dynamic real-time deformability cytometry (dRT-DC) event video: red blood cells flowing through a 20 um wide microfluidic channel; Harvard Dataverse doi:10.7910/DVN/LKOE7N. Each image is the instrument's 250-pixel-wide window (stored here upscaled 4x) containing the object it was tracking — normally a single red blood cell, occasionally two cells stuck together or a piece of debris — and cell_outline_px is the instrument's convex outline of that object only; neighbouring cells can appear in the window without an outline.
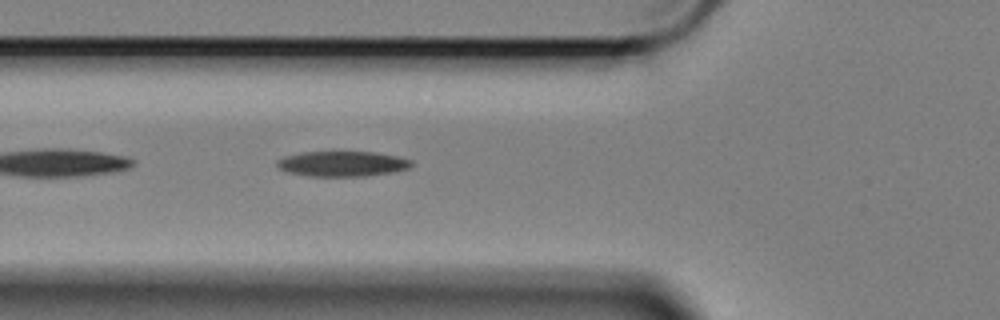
{"species": "Egyptian fruit bat (a non-hibernating species)", "species_latin": "Rousettus aegyptiacus", "temperature_condition": "cold", "stored_images_in_passage": 34, "camera_frame_rate_fps": 3000, "um_per_image_px": 0.085, "animal": {"sex": "female"}, "frame": {"image": 1, "passage_image": 5, "time_ms": 1.333, "image_size_px": [1000, 320], "cell_outline_px": [[412, 164], [408, 168], [396, 172], [364, 176], [308, 176], [288, 172], [280, 168], [276, 164], [276, 160], [284, 156], [304, 152], [372, 152], [396, 156], [412, 160]], "centroid_in_image_um": [29.09, 13.92], "position_along_channel_um": 96.7, "area_um2": 19.71}}
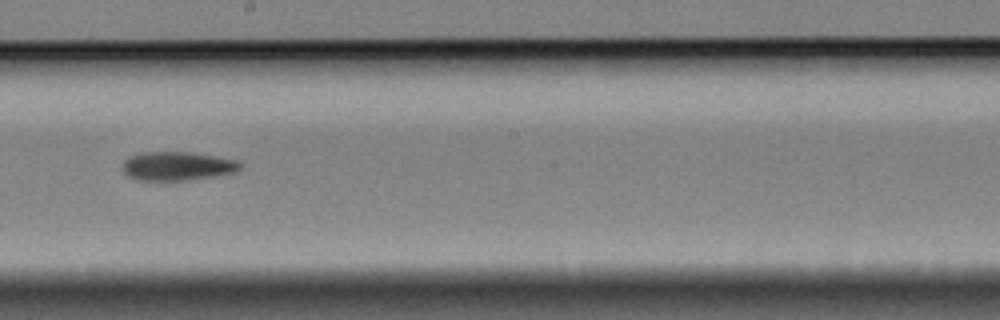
{"frame": {"image": 2, "passage_image": 17, "time_ms": 5.333, "image_size_px": [1000, 320], "cell_outline_px": [[244, 164], [236, 172], [216, 176], [184, 180], [136, 180], [128, 176], [124, 172], [124, 160], [128, 156], [144, 152], [188, 152], [236, 160]], "centroid_in_image_um": [15.07, 14.12], "position_along_channel_um": 233.1, "area_um2": 19.59}}
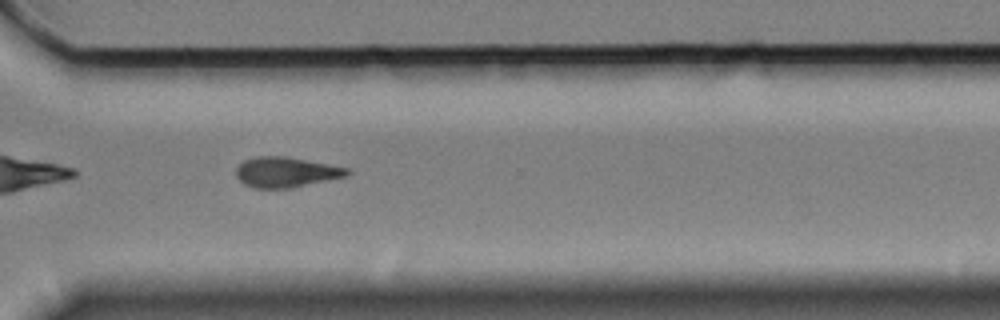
{"frame": {"image": 3, "passage_image": 27, "time_ms": 8.667, "image_size_px": [1000, 320], "cell_outline_px": [[352, 172], [348, 176], [292, 188], [252, 188], [244, 184], [236, 176], [236, 168], [244, 160], [256, 156], [284, 156], [328, 164], [348, 168]], "centroid_in_image_um": [24.31, 14.64], "position_along_channel_um": 346.3, "area_um2": 19.65}, "authors_computed_cell_mechanics": {"area_um2": 19.8832, "velocity_mm_per_s": 3.4007, "shape_relaxation_time_tau1_ms": 4.3514, "shape_relaxation_time_tau2_ms": null, "deformation_change_tau1": 0.1284, "deformation_change_tau2": null}}